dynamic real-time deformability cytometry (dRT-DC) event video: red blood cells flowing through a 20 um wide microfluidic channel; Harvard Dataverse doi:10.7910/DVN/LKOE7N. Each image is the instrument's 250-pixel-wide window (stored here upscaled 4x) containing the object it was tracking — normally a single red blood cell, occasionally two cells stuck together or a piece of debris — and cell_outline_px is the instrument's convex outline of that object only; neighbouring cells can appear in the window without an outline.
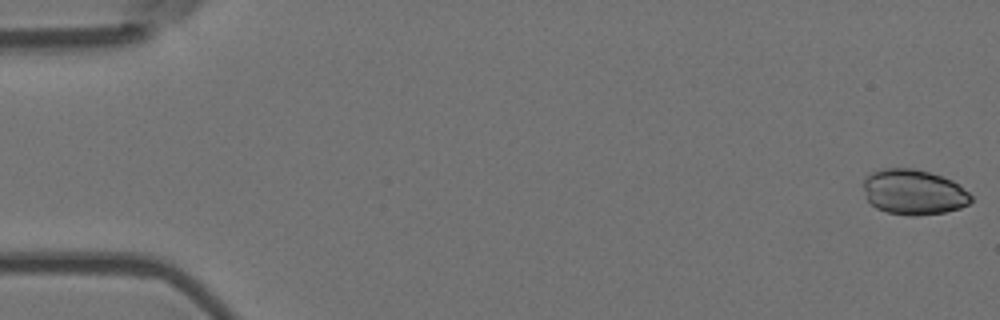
{"species": "Egyptian fruit bat (a non-hibernating species)", "species_latin": "Rousettus aegyptiacus", "temperature_condition": "room temperature", "stored_images_in_passage": 6, "camera_frame_rate_fps": 3000, "um_per_image_px": 0.085, "animal": {"sex": "female"}, "frame": {"image": 1, "passage_image": 1, "time_ms": 0.0, "image_size_px": [1000, 320], "cell_outline_px": [[972, 200], [968, 204], [960, 208], [944, 212], [916, 216], [908, 216], [888, 212], [876, 208], [868, 200], [864, 188], [864, 176], [880, 168], [916, 168], [952, 180], [968, 192], [972, 196]], "centroid_in_image_um": [77.65, 16.32], "position_along_channel_um": 7.4, "area_um2": 28.38}}
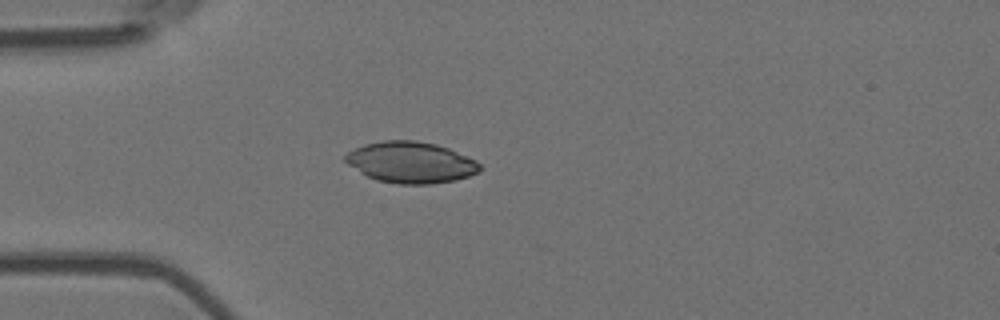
{"frame": {"image": 2, "passage_image": 5, "time_ms": 1.333, "image_size_px": [1000, 320], "cell_outline_px": [[480, 172], [456, 180], [432, 184], [400, 184], [376, 180], [360, 172], [348, 164], [344, 160], [344, 156], [348, 152], [364, 144], [384, 140], [416, 140], [436, 144], [448, 148], [476, 160], [480, 164]], "centroid_in_image_um": [34.92, 13.8], "position_along_channel_um": 50.1, "area_um2": 32.31}}